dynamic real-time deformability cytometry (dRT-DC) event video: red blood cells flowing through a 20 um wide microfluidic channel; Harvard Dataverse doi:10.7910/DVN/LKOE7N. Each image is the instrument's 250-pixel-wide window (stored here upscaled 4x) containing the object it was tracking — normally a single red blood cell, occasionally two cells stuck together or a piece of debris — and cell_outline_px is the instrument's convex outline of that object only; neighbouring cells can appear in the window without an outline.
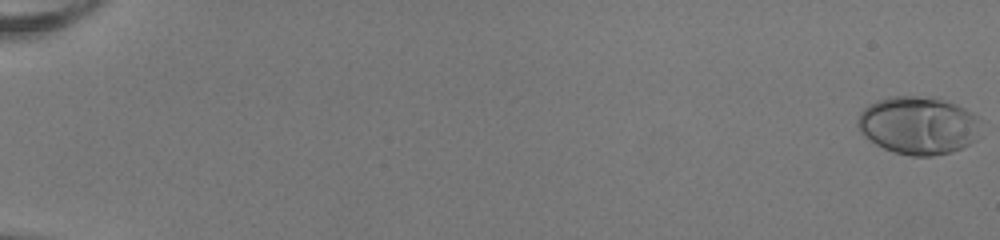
{"species": "human", "species_latin": "Homo sapiens", "temperature_condition": "room temperature", "stored_images_in_passage": 10, "camera_frame_rate_fps": 3000, "um_per_image_px": 0.085, "donor": {"sex": "female"}, "frame": {"image": 1, "passage_image": 1, "time_ms": 0.0, "image_size_px": [1000, 240], "cell_outline_px": [[976, 140], [952, 152], [932, 156], [912, 156], [896, 152], [884, 148], [876, 144], [864, 136], [860, 132], [856, 124], [856, 120], [860, 112], [868, 104], [876, 100], [888, 96], [936, 96], [956, 104], [972, 112], [976, 116]], "centroid_in_image_um": [77.99, 10.63], "position_along_channel_um": 7.0, "area_um2": 41.56}}